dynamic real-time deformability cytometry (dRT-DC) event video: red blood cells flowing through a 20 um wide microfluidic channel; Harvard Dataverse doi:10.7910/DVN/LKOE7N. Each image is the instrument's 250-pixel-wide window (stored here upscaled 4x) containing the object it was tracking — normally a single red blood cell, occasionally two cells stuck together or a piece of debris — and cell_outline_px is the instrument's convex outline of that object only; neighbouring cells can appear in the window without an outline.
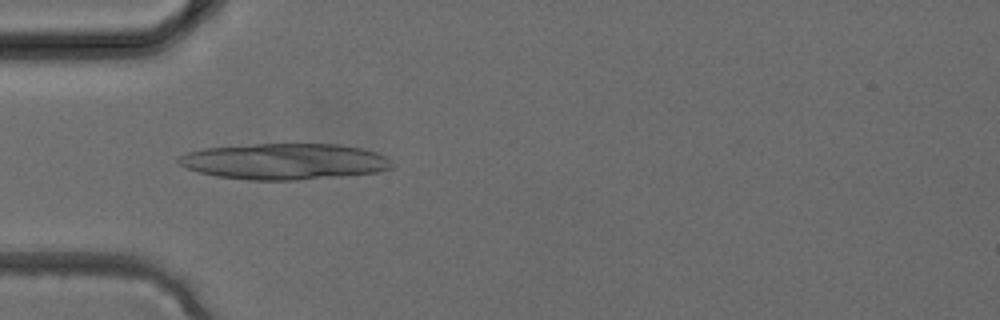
{"species": "common noctule bat (a hibernating species)", "species_latin": "Nyctalus noctula", "temperature_condition": "cold", "stored_images_in_passage": 2, "camera_frame_rate_fps": 3000, "um_per_image_px": 0.085, "animal": {"sex": "female", "body_mass_g": 24.6, "forearm_length_mm": 56.2}, "frame": {"image": 1, "passage_image": 2, "time_ms": 0.333, "image_size_px": [1000, 320], "cell_outline_px": [[392, 168], [376, 172], [296, 180], [248, 180], [216, 176], [200, 172], [188, 168], [180, 164], [176, 160], [180, 156], [188, 152], [204, 148], [252, 144], [336, 144], [360, 148], [376, 152], [384, 156], [392, 164]], "centroid_in_image_um": [24.14, 13.72], "position_along_channel_um": 60.9, "area_um2": 44.45}}